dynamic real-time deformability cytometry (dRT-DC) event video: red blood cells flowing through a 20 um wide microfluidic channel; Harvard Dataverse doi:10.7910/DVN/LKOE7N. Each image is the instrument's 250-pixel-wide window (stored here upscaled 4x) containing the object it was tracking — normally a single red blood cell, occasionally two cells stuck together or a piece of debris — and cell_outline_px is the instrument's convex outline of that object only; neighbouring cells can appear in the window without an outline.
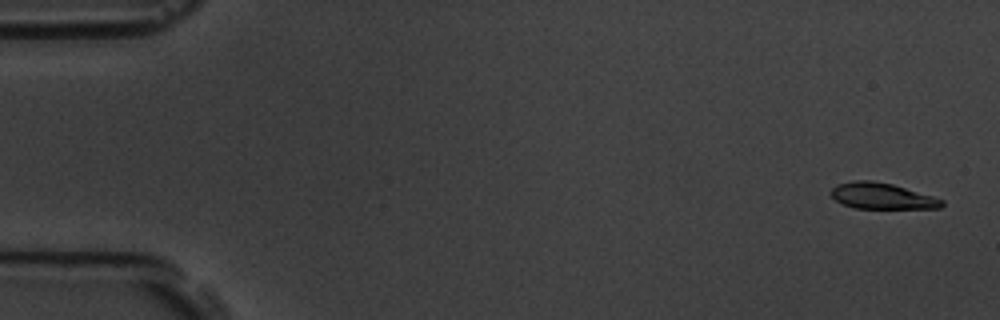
{"species": "common noctule bat (a hibernating species)", "species_latin": "Nyctalus noctula", "temperature_condition": "room temperature", "stored_images_in_passage": 58, "camera_frame_rate_fps": 3000, "um_per_image_px": 0.085, "animal": {"sex": "male", "body_mass_g": 19.5, "forearm_length_mm": 54.6}, "frame": {"image": 1, "passage_image": 2, "time_ms": 0.333, "image_size_px": [1000, 320], "cell_outline_px": [[944, 204], [940, 208], [856, 208], [844, 204], [836, 200], [828, 192], [836, 184], [856, 180], [872, 180], [892, 184], [932, 196], [944, 200]], "centroid_in_image_um": [74.94, 16.65], "position_along_channel_um": 10.1, "area_um2": 16.7}}
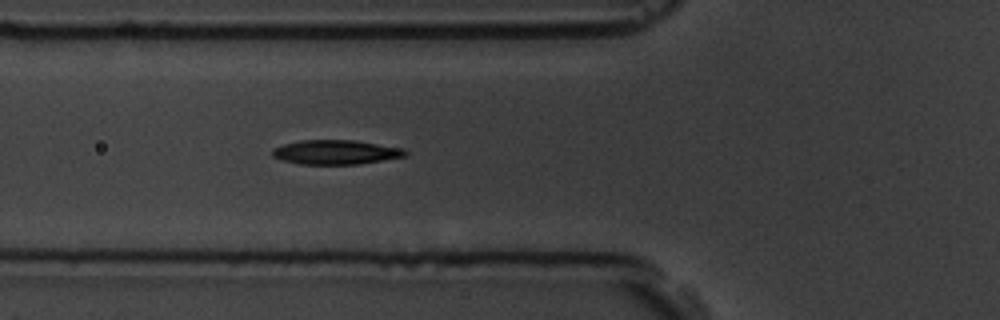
{"frame": {"image": 2, "passage_image": 21, "time_ms": 6.667, "image_size_px": [1000, 320], "cell_outline_px": [[408, 156], [356, 164], [300, 164], [280, 160], [272, 156], [272, 148], [284, 144], [300, 140], [356, 140], [404, 148], [408, 152]], "centroid_in_image_um": [28.54, 12.93], "position_along_channel_um": 97.3, "area_um2": 19.02}}
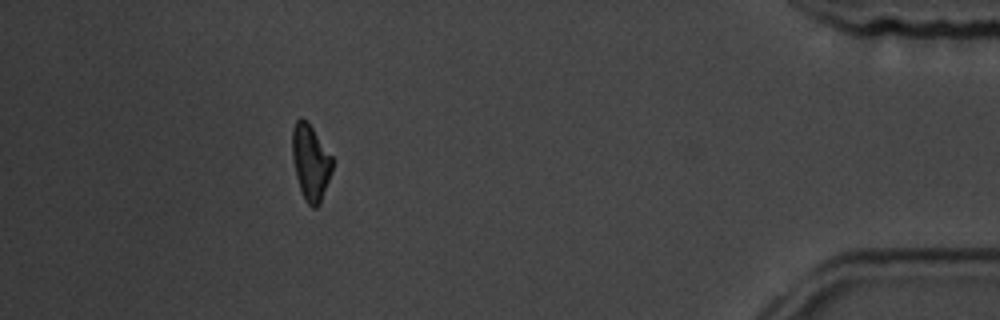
{"frame": {"image": 3, "passage_image": 52, "time_ms": 17.0, "image_size_px": [1000, 320], "cell_outline_px": [[332, 168], [320, 204], [316, 208], [312, 208], [304, 200], [296, 176], [292, 160], [292, 128], [296, 120], [300, 116], [312, 128], [332, 156]], "centroid_in_image_um": [26.37, 13.81], "position_along_channel_um": 408.8, "area_um2": 17.51}, "authors_computed_cell_mechanics": {"area_um2": 18.0625, "velocity_mm_per_s": 3.5447, "shape_relaxation_time_tau1_ms": 2.8657, "shape_relaxation_time_tau2_ms": 2.9126, "deformation_change_tau1": 0.1197, "deformation_change_tau2": 0.0929}}